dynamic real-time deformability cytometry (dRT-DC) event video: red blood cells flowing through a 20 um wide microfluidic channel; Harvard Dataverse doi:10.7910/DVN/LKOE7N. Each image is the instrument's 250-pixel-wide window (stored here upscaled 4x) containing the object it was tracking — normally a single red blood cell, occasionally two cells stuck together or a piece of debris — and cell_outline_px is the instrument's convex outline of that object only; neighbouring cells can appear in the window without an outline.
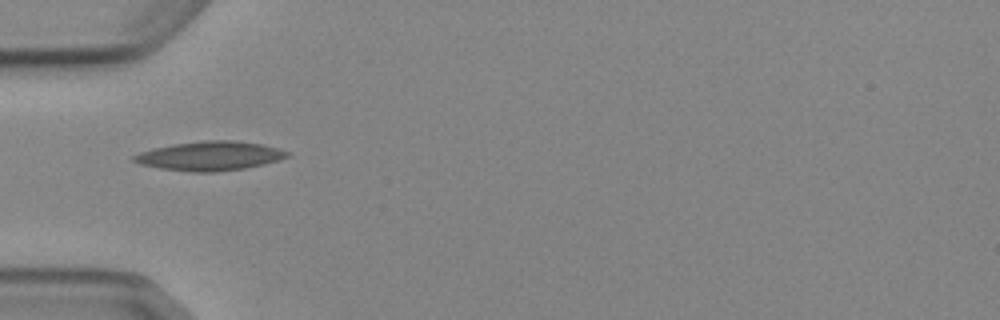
{"species": "Egyptian fruit bat (a non-hibernating species)", "species_latin": "Rousettus aegyptiacus", "temperature_condition": "cold", "stored_images_in_passage": 3, "camera_frame_rate_fps": 3000, "um_per_image_px": 0.085, "animal": {"sex": "female"}, "frame": {"image": 1, "passage_image": 1, "time_ms": 0.0, "image_size_px": [1000, 320], "cell_outline_px": [[288, 156], [264, 164], [244, 168], [216, 172], [192, 172], [160, 168], [140, 164], [132, 160], [132, 156], [140, 152], [152, 148], [172, 144], [204, 140], [232, 140], [260, 144], [276, 148], [288, 152]], "centroid_in_image_um": [17.77, 13.25], "position_along_channel_um": 67.2, "area_um2": 25.84}}
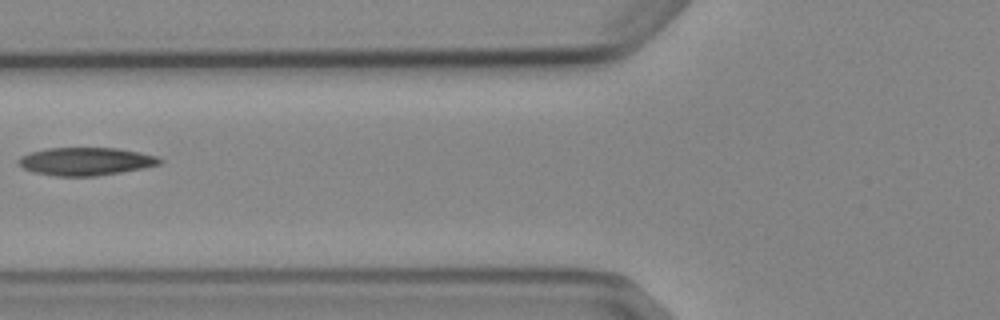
{"frame": {"image": 2, "passage_image": 2, "time_ms": 1.333, "image_size_px": [1000, 320], "cell_outline_px": [[164, 160], [160, 164], [144, 168], [96, 176], [56, 176], [32, 172], [24, 168], [16, 160], [20, 156], [32, 152], [48, 148], [116, 148], [140, 152], [156, 156]], "centroid_in_image_um": [7.3, 13.72], "position_along_channel_um": 118.5, "area_um2": 22.95}}